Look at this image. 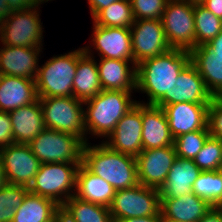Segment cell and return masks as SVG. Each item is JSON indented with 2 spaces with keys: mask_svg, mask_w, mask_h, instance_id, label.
<instances>
[{
  "mask_svg": "<svg viewBox=\"0 0 222 222\" xmlns=\"http://www.w3.org/2000/svg\"><path fill=\"white\" fill-rule=\"evenodd\" d=\"M130 63L132 66L129 65ZM97 67L103 90L136 91V66L134 61L101 58Z\"/></svg>",
  "mask_w": 222,
  "mask_h": 222,
  "instance_id": "44dd1931",
  "label": "cell"
},
{
  "mask_svg": "<svg viewBox=\"0 0 222 222\" xmlns=\"http://www.w3.org/2000/svg\"><path fill=\"white\" fill-rule=\"evenodd\" d=\"M219 171H220V173H221V178H222V168H221ZM213 207L222 209V197H221V199H220Z\"/></svg>",
  "mask_w": 222,
  "mask_h": 222,
  "instance_id": "c3c4849f",
  "label": "cell"
},
{
  "mask_svg": "<svg viewBox=\"0 0 222 222\" xmlns=\"http://www.w3.org/2000/svg\"><path fill=\"white\" fill-rule=\"evenodd\" d=\"M209 104L179 102L164 106L162 109L167 117L173 138L184 133L205 129L208 123Z\"/></svg>",
  "mask_w": 222,
  "mask_h": 222,
  "instance_id": "9a60e30c",
  "label": "cell"
},
{
  "mask_svg": "<svg viewBox=\"0 0 222 222\" xmlns=\"http://www.w3.org/2000/svg\"><path fill=\"white\" fill-rule=\"evenodd\" d=\"M161 20L165 36L172 49L191 51L196 47L193 2L168 0Z\"/></svg>",
  "mask_w": 222,
  "mask_h": 222,
  "instance_id": "9c48e42d",
  "label": "cell"
},
{
  "mask_svg": "<svg viewBox=\"0 0 222 222\" xmlns=\"http://www.w3.org/2000/svg\"><path fill=\"white\" fill-rule=\"evenodd\" d=\"M134 20L130 0H118L102 9L93 18V23L105 27H122L130 29Z\"/></svg>",
  "mask_w": 222,
  "mask_h": 222,
  "instance_id": "4dcf8cb0",
  "label": "cell"
},
{
  "mask_svg": "<svg viewBox=\"0 0 222 222\" xmlns=\"http://www.w3.org/2000/svg\"><path fill=\"white\" fill-rule=\"evenodd\" d=\"M133 91L102 90L84 102L85 131L87 134L107 138L117 122L137 103L131 99ZM89 131V132H88Z\"/></svg>",
  "mask_w": 222,
  "mask_h": 222,
  "instance_id": "3957f363",
  "label": "cell"
},
{
  "mask_svg": "<svg viewBox=\"0 0 222 222\" xmlns=\"http://www.w3.org/2000/svg\"><path fill=\"white\" fill-rule=\"evenodd\" d=\"M92 46L83 47L84 52L78 57L76 74L73 79V96L85 102L103 89L99 80L97 62L90 52Z\"/></svg>",
  "mask_w": 222,
  "mask_h": 222,
  "instance_id": "cb8c5ba5",
  "label": "cell"
},
{
  "mask_svg": "<svg viewBox=\"0 0 222 222\" xmlns=\"http://www.w3.org/2000/svg\"><path fill=\"white\" fill-rule=\"evenodd\" d=\"M190 62V51L171 49L136 65V91L146 93L148 102L164 107L170 104L171 87Z\"/></svg>",
  "mask_w": 222,
  "mask_h": 222,
  "instance_id": "6da1fadb",
  "label": "cell"
},
{
  "mask_svg": "<svg viewBox=\"0 0 222 222\" xmlns=\"http://www.w3.org/2000/svg\"><path fill=\"white\" fill-rule=\"evenodd\" d=\"M79 166L80 164L66 162L40 164L29 192L50 198L62 206L75 194Z\"/></svg>",
  "mask_w": 222,
  "mask_h": 222,
  "instance_id": "5b68a950",
  "label": "cell"
},
{
  "mask_svg": "<svg viewBox=\"0 0 222 222\" xmlns=\"http://www.w3.org/2000/svg\"><path fill=\"white\" fill-rule=\"evenodd\" d=\"M60 213L61 206L54 200L29 192L12 222H54Z\"/></svg>",
  "mask_w": 222,
  "mask_h": 222,
  "instance_id": "83f0119b",
  "label": "cell"
},
{
  "mask_svg": "<svg viewBox=\"0 0 222 222\" xmlns=\"http://www.w3.org/2000/svg\"><path fill=\"white\" fill-rule=\"evenodd\" d=\"M93 49L100 58L133 61L131 34L129 28L105 27L93 23Z\"/></svg>",
  "mask_w": 222,
  "mask_h": 222,
  "instance_id": "2e32d148",
  "label": "cell"
},
{
  "mask_svg": "<svg viewBox=\"0 0 222 222\" xmlns=\"http://www.w3.org/2000/svg\"><path fill=\"white\" fill-rule=\"evenodd\" d=\"M159 190L138 184L115 191L109 207L113 222L126 218L153 216L160 213Z\"/></svg>",
  "mask_w": 222,
  "mask_h": 222,
  "instance_id": "30bf717a",
  "label": "cell"
},
{
  "mask_svg": "<svg viewBox=\"0 0 222 222\" xmlns=\"http://www.w3.org/2000/svg\"><path fill=\"white\" fill-rule=\"evenodd\" d=\"M191 2H193V3H201V2H203L204 0H190Z\"/></svg>",
  "mask_w": 222,
  "mask_h": 222,
  "instance_id": "f907efd6",
  "label": "cell"
},
{
  "mask_svg": "<svg viewBox=\"0 0 222 222\" xmlns=\"http://www.w3.org/2000/svg\"><path fill=\"white\" fill-rule=\"evenodd\" d=\"M39 6L14 10L0 24V41L5 46L42 47L43 30Z\"/></svg>",
  "mask_w": 222,
  "mask_h": 222,
  "instance_id": "ba28073f",
  "label": "cell"
},
{
  "mask_svg": "<svg viewBox=\"0 0 222 222\" xmlns=\"http://www.w3.org/2000/svg\"><path fill=\"white\" fill-rule=\"evenodd\" d=\"M61 213L71 222H113L108 207L76 196H72L61 206Z\"/></svg>",
  "mask_w": 222,
  "mask_h": 222,
  "instance_id": "f1b7e54d",
  "label": "cell"
},
{
  "mask_svg": "<svg viewBox=\"0 0 222 222\" xmlns=\"http://www.w3.org/2000/svg\"><path fill=\"white\" fill-rule=\"evenodd\" d=\"M14 143L29 144L46 127L39 98L26 106L9 112Z\"/></svg>",
  "mask_w": 222,
  "mask_h": 222,
  "instance_id": "603a6c76",
  "label": "cell"
},
{
  "mask_svg": "<svg viewBox=\"0 0 222 222\" xmlns=\"http://www.w3.org/2000/svg\"><path fill=\"white\" fill-rule=\"evenodd\" d=\"M210 136L222 140V97H213L208 107V123Z\"/></svg>",
  "mask_w": 222,
  "mask_h": 222,
  "instance_id": "8d00e7d4",
  "label": "cell"
},
{
  "mask_svg": "<svg viewBox=\"0 0 222 222\" xmlns=\"http://www.w3.org/2000/svg\"><path fill=\"white\" fill-rule=\"evenodd\" d=\"M192 188L195 195L214 206L222 197L220 171H201Z\"/></svg>",
  "mask_w": 222,
  "mask_h": 222,
  "instance_id": "1f68e13d",
  "label": "cell"
},
{
  "mask_svg": "<svg viewBox=\"0 0 222 222\" xmlns=\"http://www.w3.org/2000/svg\"><path fill=\"white\" fill-rule=\"evenodd\" d=\"M10 11L27 9L44 3L42 0H5Z\"/></svg>",
  "mask_w": 222,
  "mask_h": 222,
  "instance_id": "f35d334b",
  "label": "cell"
},
{
  "mask_svg": "<svg viewBox=\"0 0 222 222\" xmlns=\"http://www.w3.org/2000/svg\"><path fill=\"white\" fill-rule=\"evenodd\" d=\"M11 11L5 0H0V24L5 20Z\"/></svg>",
  "mask_w": 222,
  "mask_h": 222,
  "instance_id": "f6af8a7d",
  "label": "cell"
},
{
  "mask_svg": "<svg viewBox=\"0 0 222 222\" xmlns=\"http://www.w3.org/2000/svg\"><path fill=\"white\" fill-rule=\"evenodd\" d=\"M84 52L77 50L53 56L39 66L35 78L38 97L73 96V79L76 74L78 57Z\"/></svg>",
  "mask_w": 222,
  "mask_h": 222,
  "instance_id": "277c9868",
  "label": "cell"
},
{
  "mask_svg": "<svg viewBox=\"0 0 222 222\" xmlns=\"http://www.w3.org/2000/svg\"><path fill=\"white\" fill-rule=\"evenodd\" d=\"M160 200L162 217L176 222H198L213 207L209 202L199 198L193 192L178 198Z\"/></svg>",
  "mask_w": 222,
  "mask_h": 222,
  "instance_id": "7402d4cb",
  "label": "cell"
},
{
  "mask_svg": "<svg viewBox=\"0 0 222 222\" xmlns=\"http://www.w3.org/2000/svg\"><path fill=\"white\" fill-rule=\"evenodd\" d=\"M141 103L143 150L174 145L168 120L162 107Z\"/></svg>",
  "mask_w": 222,
  "mask_h": 222,
  "instance_id": "ac0fdd59",
  "label": "cell"
},
{
  "mask_svg": "<svg viewBox=\"0 0 222 222\" xmlns=\"http://www.w3.org/2000/svg\"><path fill=\"white\" fill-rule=\"evenodd\" d=\"M3 46L0 48L1 75L35 79L39 68L38 55L43 48Z\"/></svg>",
  "mask_w": 222,
  "mask_h": 222,
  "instance_id": "e0dca14e",
  "label": "cell"
},
{
  "mask_svg": "<svg viewBox=\"0 0 222 222\" xmlns=\"http://www.w3.org/2000/svg\"><path fill=\"white\" fill-rule=\"evenodd\" d=\"M9 112L0 111V149L14 143Z\"/></svg>",
  "mask_w": 222,
  "mask_h": 222,
  "instance_id": "74e56055",
  "label": "cell"
},
{
  "mask_svg": "<svg viewBox=\"0 0 222 222\" xmlns=\"http://www.w3.org/2000/svg\"><path fill=\"white\" fill-rule=\"evenodd\" d=\"M7 184L5 172L3 168V162L0 156V189Z\"/></svg>",
  "mask_w": 222,
  "mask_h": 222,
  "instance_id": "bcb514c9",
  "label": "cell"
},
{
  "mask_svg": "<svg viewBox=\"0 0 222 222\" xmlns=\"http://www.w3.org/2000/svg\"><path fill=\"white\" fill-rule=\"evenodd\" d=\"M201 4L218 18H222V0H204Z\"/></svg>",
  "mask_w": 222,
  "mask_h": 222,
  "instance_id": "60d3db41",
  "label": "cell"
},
{
  "mask_svg": "<svg viewBox=\"0 0 222 222\" xmlns=\"http://www.w3.org/2000/svg\"><path fill=\"white\" fill-rule=\"evenodd\" d=\"M0 156L7 183L29 188L41 164L29 144L13 143L3 147Z\"/></svg>",
  "mask_w": 222,
  "mask_h": 222,
  "instance_id": "7c38bea8",
  "label": "cell"
},
{
  "mask_svg": "<svg viewBox=\"0 0 222 222\" xmlns=\"http://www.w3.org/2000/svg\"><path fill=\"white\" fill-rule=\"evenodd\" d=\"M193 161L201 171L220 170L222 168V140L209 136Z\"/></svg>",
  "mask_w": 222,
  "mask_h": 222,
  "instance_id": "e575fe53",
  "label": "cell"
},
{
  "mask_svg": "<svg viewBox=\"0 0 222 222\" xmlns=\"http://www.w3.org/2000/svg\"><path fill=\"white\" fill-rule=\"evenodd\" d=\"M47 129L70 133L87 143L84 118V102L70 97H38Z\"/></svg>",
  "mask_w": 222,
  "mask_h": 222,
  "instance_id": "8992f818",
  "label": "cell"
},
{
  "mask_svg": "<svg viewBox=\"0 0 222 222\" xmlns=\"http://www.w3.org/2000/svg\"><path fill=\"white\" fill-rule=\"evenodd\" d=\"M114 194V188L107 181L92 173L83 163L80 164L74 196L109 208Z\"/></svg>",
  "mask_w": 222,
  "mask_h": 222,
  "instance_id": "484cf974",
  "label": "cell"
},
{
  "mask_svg": "<svg viewBox=\"0 0 222 222\" xmlns=\"http://www.w3.org/2000/svg\"><path fill=\"white\" fill-rule=\"evenodd\" d=\"M37 99L35 79L0 76V111L10 112Z\"/></svg>",
  "mask_w": 222,
  "mask_h": 222,
  "instance_id": "ffe728a7",
  "label": "cell"
},
{
  "mask_svg": "<svg viewBox=\"0 0 222 222\" xmlns=\"http://www.w3.org/2000/svg\"><path fill=\"white\" fill-rule=\"evenodd\" d=\"M176 159L174 145L142 150L136 157L139 184L159 190Z\"/></svg>",
  "mask_w": 222,
  "mask_h": 222,
  "instance_id": "4fadbf2b",
  "label": "cell"
},
{
  "mask_svg": "<svg viewBox=\"0 0 222 222\" xmlns=\"http://www.w3.org/2000/svg\"><path fill=\"white\" fill-rule=\"evenodd\" d=\"M118 0H88L89 8L91 11V18L93 19L102 9L108 7Z\"/></svg>",
  "mask_w": 222,
  "mask_h": 222,
  "instance_id": "ab89813d",
  "label": "cell"
},
{
  "mask_svg": "<svg viewBox=\"0 0 222 222\" xmlns=\"http://www.w3.org/2000/svg\"><path fill=\"white\" fill-rule=\"evenodd\" d=\"M195 45L210 42L222 31V21L201 3H194Z\"/></svg>",
  "mask_w": 222,
  "mask_h": 222,
  "instance_id": "f546056e",
  "label": "cell"
},
{
  "mask_svg": "<svg viewBox=\"0 0 222 222\" xmlns=\"http://www.w3.org/2000/svg\"><path fill=\"white\" fill-rule=\"evenodd\" d=\"M198 222H222V209L212 207Z\"/></svg>",
  "mask_w": 222,
  "mask_h": 222,
  "instance_id": "b9f144b4",
  "label": "cell"
},
{
  "mask_svg": "<svg viewBox=\"0 0 222 222\" xmlns=\"http://www.w3.org/2000/svg\"><path fill=\"white\" fill-rule=\"evenodd\" d=\"M205 45L214 52L217 57L222 58V31Z\"/></svg>",
  "mask_w": 222,
  "mask_h": 222,
  "instance_id": "7bdbcfd3",
  "label": "cell"
},
{
  "mask_svg": "<svg viewBox=\"0 0 222 222\" xmlns=\"http://www.w3.org/2000/svg\"><path fill=\"white\" fill-rule=\"evenodd\" d=\"M201 170L193 160L177 158L168 172L164 185L159 189L160 199L178 198L193 192V184Z\"/></svg>",
  "mask_w": 222,
  "mask_h": 222,
  "instance_id": "d4e9b609",
  "label": "cell"
},
{
  "mask_svg": "<svg viewBox=\"0 0 222 222\" xmlns=\"http://www.w3.org/2000/svg\"><path fill=\"white\" fill-rule=\"evenodd\" d=\"M54 222H71L62 213L58 215Z\"/></svg>",
  "mask_w": 222,
  "mask_h": 222,
  "instance_id": "7dc6e473",
  "label": "cell"
},
{
  "mask_svg": "<svg viewBox=\"0 0 222 222\" xmlns=\"http://www.w3.org/2000/svg\"><path fill=\"white\" fill-rule=\"evenodd\" d=\"M142 130L141 103L138 101L117 122L107 140L102 141L112 150L137 157L143 150Z\"/></svg>",
  "mask_w": 222,
  "mask_h": 222,
  "instance_id": "5bb4252c",
  "label": "cell"
},
{
  "mask_svg": "<svg viewBox=\"0 0 222 222\" xmlns=\"http://www.w3.org/2000/svg\"><path fill=\"white\" fill-rule=\"evenodd\" d=\"M212 94L196 67L189 62L179 73L170 91V104L179 102L211 103Z\"/></svg>",
  "mask_w": 222,
  "mask_h": 222,
  "instance_id": "d6986e66",
  "label": "cell"
},
{
  "mask_svg": "<svg viewBox=\"0 0 222 222\" xmlns=\"http://www.w3.org/2000/svg\"><path fill=\"white\" fill-rule=\"evenodd\" d=\"M130 34L135 66L172 49L165 36L161 19L134 20Z\"/></svg>",
  "mask_w": 222,
  "mask_h": 222,
  "instance_id": "8fae6325",
  "label": "cell"
},
{
  "mask_svg": "<svg viewBox=\"0 0 222 222\" xmlns=\"http://www.w3.org/2000/svg\"><path fill=\"white\" fill-rule=\"evenodd\" d=\"M161 219H162V214L160 212L159 214L153 216L126 218V219L117 220L116 222H161Z\"/></svg>",
  "mask_w": 222,
  "mask_h": 222,
  "instance_id": "ee69618b",
  "label": "cell"
},
{
  "mask_svg": "<svg viewBox=\"0 0 222 222\" xmlns=\"http://www.w3.org/2000/svg\"><path fill=\"white\" fill-rule=\"evenodd\" d=\"M190 62L196 67L213 97H222V58L205 44L190 51Z\"/></svg>",
  "mask_w": 222,
  "mask_h": 222,
  "instance_id": "4316f807",
  "label": "cell"
},
{
  "mask_svg": "<svg viewBox=\"0 0 222 222\" xmlns=\"http://www.w3.org/2000/svg\"><path fill=\"white\" fill-rule=\"evenodd\" d=\"M84 144L82 163L95 175L107 181L115 191L139 184L136 157L100 145Z\"/></svg>",
  "mask_w": 222,
  "mask_h": 222,
  "instance_id": "7a4b0ae2",
  "label": "cell"
},
{
  "mask_svg": "<svg viewBox=\"0 0 222 222\" xmlns=\"http://www.w3.org/2000/svg\"><path fill=\"white\" fill-rule=\"evenodd\" d=\"M209 136L207 126L205 129L184 133L174 138L177 158L193 160Z\"/></svg>",
  "mask_w": 222,
  "mask_h": 222,
  "instance_id": "836d02e7",
  "label": "cell"
},
{
  "mask_svg": "<svg viewBox=\"0 0 222 222\" xmlns=\"http://www.w3.org/2000/svg\"><path fill=\"white\" fill-rule=\"evenodd\" d=\"M29 188L6 184L0 189V222H12L15 210L23 203Z\"/></svg>",
  "mask_w": 222,
  "mask_h": 222,
  "instance_id": "d6a6232c",
  "label": "cell"
},
{
  "mask_svg": "<svg viewBox=\"0 0 222 222\" xmlns=\"http://www.w3.org/2000/svg\"><path fill=\"white\" fill-rule=\"evenodd\" d=\"M168 0H130L133 17L140 19H161Z\"/></svg>",
  "mask_w": 222,
  "mask_h": 222,
  "instance_id": "d590c367",
  "label": "cell"
},
{
  "mask_svg": "<svg viewBox=\"0 0 222 222\" xmlns=\"http://www.w3.org/2000/svg\"><path fill=\"white\" fill-rule=\"evenodd\" d=\"M84 142L70 133L45 128L29 146L32 153L43 163L81 164Z\"/></svg>",
  "mask_w": 222,
  "mask_h": 222,
  "instance_id": "52a82bcc",
  "label": "cell"
},
{
  "mask_svg": "<svg viewBox=\"0 0 222 222\" xmlns=\"http://www.w3.org/2000/svg\"><path fill=\"white\" fill-rule=\"evenodd\" d=\"M161 222H176V221H173V220H170L168 218L162 217Z\"/></svg>",
  "mask_w": 222,
  "mask_h": 222,
  "instance_id": "681fc988",
  "label": "cell"
}]
</instances>
